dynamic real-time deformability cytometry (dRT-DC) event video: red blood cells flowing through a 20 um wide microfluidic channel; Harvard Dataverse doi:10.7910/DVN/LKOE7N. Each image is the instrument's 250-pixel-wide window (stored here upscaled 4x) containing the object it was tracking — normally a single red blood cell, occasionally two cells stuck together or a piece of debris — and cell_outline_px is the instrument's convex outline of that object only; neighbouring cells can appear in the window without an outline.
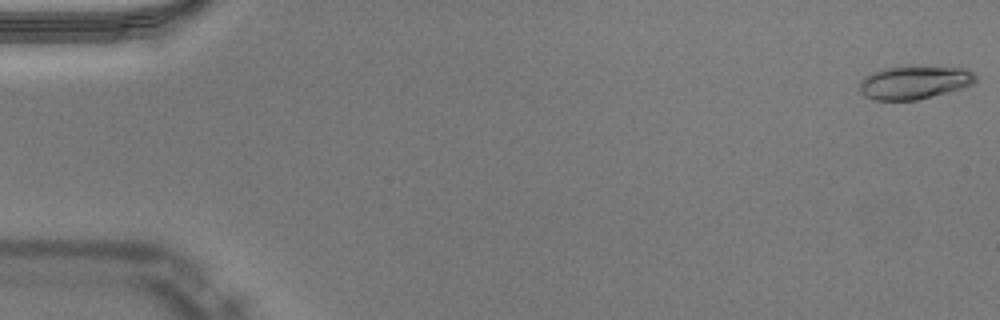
{"species": "Egyptian fruit bat (a non-hibernating species)", "species_latin": "Rousettus aegyptiacus", "temperature_condition": "warm", "stored_images_in_passage": 16, "camera_frame_rate_fps": 3000, "um_per_image_px": 0.085, "animal": {"sex": "male"}, "frame": {"image": 1, "passage_image": 1, "time_ms": 0.0, "image_size_px": [1000, 320], "cell_outline_px": [[976, 80], [972, 84], [960, 88], [916, 100], [872, 100], [864, 96], [860, 92], [860, 84], [864, 76], [872, 72], [884, 68], [908, 64], [916, 64], [964, 68], [972, 72], [976, 76]], "centroid_in_image_um": [77.68, 6.96], "position_along_channel_um": 7.3, "area_um2": 23.0}}